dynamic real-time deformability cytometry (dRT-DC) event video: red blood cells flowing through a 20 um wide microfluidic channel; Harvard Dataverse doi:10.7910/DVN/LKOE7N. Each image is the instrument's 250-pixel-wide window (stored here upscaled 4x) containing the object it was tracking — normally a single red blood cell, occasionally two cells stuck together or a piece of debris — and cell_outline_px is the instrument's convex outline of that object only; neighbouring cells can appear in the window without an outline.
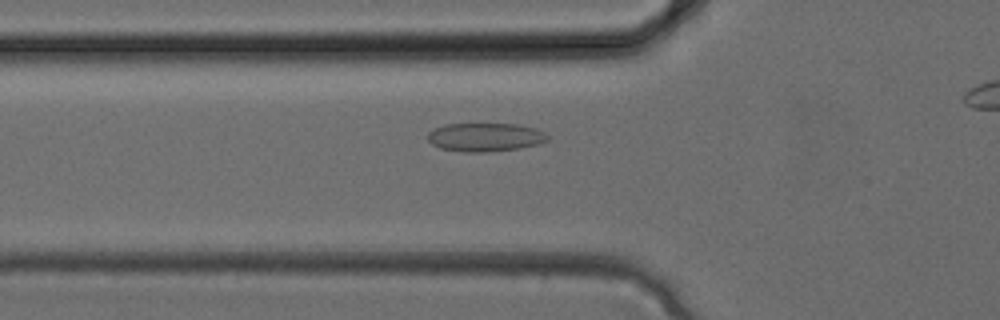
{"species": "common noctule bat (a hibernating species)", "species_latin": "Nyctalus noctula", "temperature_condition": "cold", "stored_images_in_passage": 28, "camera_frame_rate_fps": 3000, "um_per_image_px": 0.085, "animal": {"sex": "female", "body_mass_g": 24.6, "forearm_length_mm": 56.2}, "frame": {"image": 1, "passage_image": 10, "time_ms": 3.0, "image_size_px": [1000, 320], "cell_outline_px": [[548, 140], [540, 144], [520, 148], [488, 152], [464, 152], [440, 148], [432, 144], [428, 140], [428, 132], [444, 124], [516, 124], [536, 128], [544, 132], [548, 136]], "centroid_in_image_um": [41.26, 11.66], "position_along_channel_um": 84.5, "area_um2": 20.0}}
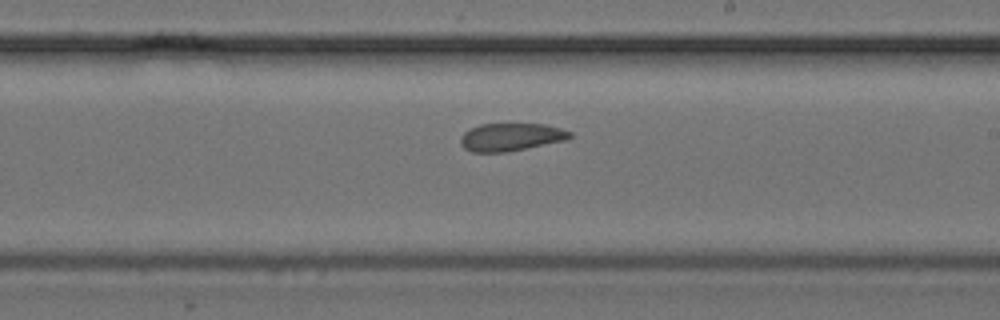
{"frame": {"image": 2, "passage_image": 18, "time_ms": 5.667, "image_size_px": [1000, 320], "cell_outline_px": [[572, 136], [564, 140], [508, 152], [472, 152], [464, 148], [460, 144], [460, 136], [464, 132], [480, 124], [544, 124], [560, 128], [572, 132]], "centroid_in_image_um": [43.4, 11.65], "position_along_channel_um": 245.6, "area_um2": 17.63}}
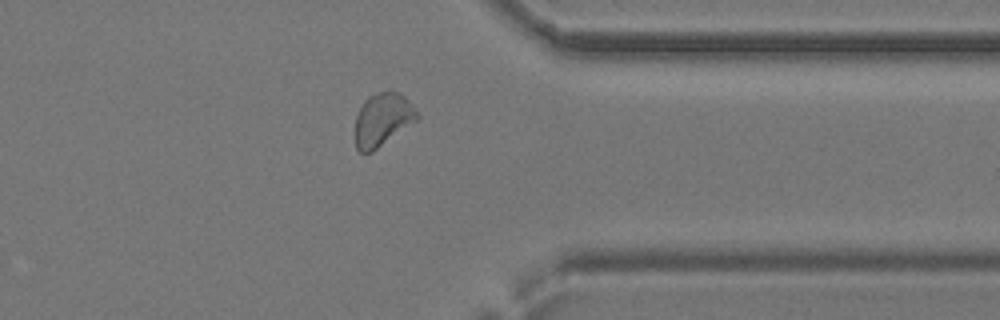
{"frame": {"image": 3, "passage_image": 25, "time_ms": 8.0, "image_size_px": [1000, 320], "cell_outline_px": [[420, 120], [372, 152], [360, 152], [356, 148], [356, 116], [364, 100], [368, 96], [392, 88], [400, 92], [408, 100], [420, 116]], "centroid_in_image_um": [32.57, 10.14], "position_along_channel_um": 378.8, "area_um2": 19.54}}